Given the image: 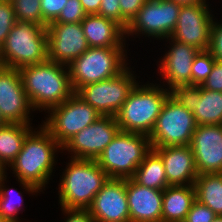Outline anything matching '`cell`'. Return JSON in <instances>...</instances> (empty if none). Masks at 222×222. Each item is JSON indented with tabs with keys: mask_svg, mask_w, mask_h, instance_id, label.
<instances>
[{
	"mask_svg": "<svg viewBox=\"0 0 222 222\" xmlns=\"http://www.w3.org/2000/svg\"><path fill=\"white\" fill-rule=\"evenodd\" d=\"M7 176L0 183V213L5 222H21L18 217L23 208V201L21 191L17 189L7 188L5 182Z\"/></svg>",
	"mask_w": 222,
	"mask_h": 222,
	"instance_id": "4316f807",
	"label": "cell"
},
{
	"mask_svg": "<svg viewBox=\"0 0 222 222\" xmlns=\"http://www.w3.org/2000/svg\"><path fill=\"white\" fill-rule=\"evenodd\" d=\"M132 179L137 184L161 191L169 186L163 161L153 149L140 163Z\"/></svg>",
	"mask_w": 222,
	"mask_h": 222,
	"instance_id": "d4e9b609",
	"label": "cell"
},
{
	"mask_svg": "<svg viewBox=\"0 0 222 222\" xmlns=\"http://www.w3.org/2000/svg\"><path fill=\"white\" fill-rule=\"evenodd\" d=\"M215 59L208 50L199 51L191 66V86H201L208 78Z\"/></svg>",
	"mask_w": 222,
	"mask_h": 222,
	"instance_id": "f1b7e54d",
	"label": "cell"
},
{
	"mask_svg": "<svg viewBox=\"0 0 222 222\" xmlns=\"http://www.w3.org/2000/svg\"><path fill=\"white\" fill-rule=\"evenodd\" d=\"M99 15L118 23L124 30L129 22L121 15L119 0H101Z\"/></svg>",
	"mask_w": 222,
	"mask_h": 222,
	"instance_id": "1f68e13d",
	"label": "cell"
},
{
	"mask_svg": "<svg viewBox=\"0 0 222 222\" xmlns=\"http://www.w3.org/2000/svg\"><path fill=\"white\" fill-rule=\"evenodd\" d=\"M69 159L59 181L60 207L88 209L95 195L110 178L96 160Z\"/></svg>",
	"mask_w": 222,
	"mask_h": 222,
	"instance_id": "3957f363",
	"label": "cell"
},
{
	"mask_svg": "<svg viewBox=\"0 0 222 222\" xmlns=\"http://www.w3.org/2000/svg\"><path fill=\"white\" fill-rule=\"evenodd\" d=\"M7 169L2 163H0V183L7 176Z\"/></svg>",
	"mask_w": 222,
	"mask_h": 222,
	"instance_id": "60d3db41",
	"label": "cell"
},
{
	"mask_svg": "<svg viewBox=\"0 0 222 222\" xmlns=\"http://www.w3.org/2000/svg\"><path fill=\"white\" fill-rule=\"evenodd\" d=\"M5 66L20 69L48 59L46 26L16 21L2 45Z\"/></svg>",
	"mask_w": 222,
	"mask_h": 222,
	"instance_id": "ba28073f",
	"label": "cell"
},
{
	"mask_svg": "<svg viewBox=\"0 0 222 222\" xmlns=\"http://www.w3.org/2000/svg\"><path fill=\"white\" fill-rule=\"evenodd\" d=\"M177 93L192 111L197 125H222V92L185 86Z\"/></svg>",
	"mask_w": 222,
	"mask_h": 222,
	"instance_id": "44dd1931",
	"label": "cell"
},
{
	"mask_svg": "<svg viewBox=\"0 0 222 222\" xmlns=\"http://www.w3.org/2000/svg\"><path fill=\"white\" fill-rule=\"evenodd\" d=\"M31 111L35 110L24 90L19 69H1L0 115L3 120L6 123L32 124Z\"/></svg>",
	"mask_w": 222,
	"mask_h": 222,
	"instance_id": "4fadbf2b",
	"label": "cell"
},
{
	"mask_svg": "<svg viewBox=\"0 0 222 222\" xmlns=\"http://www.w3.org/2000/svg\"><path fill=\"white\" fill-rule=\"evenodd\" d=\"M5 63H4V60L2 58V46L0 45V70L5 68Z\"/></svg>",
	"mask_w": 222,
	"mask_h": 222,
	"instance_id": "b9f144b4",
	"label": "cell"
},
{
	"mask_svg": "<svg viewBox=\"0 0 222 222\" xmlns=\"http://www.w3.org/2000/svg\"><path fill=\"white\" fill-rule=\"evenodd\" d=\"M17 21L31 22L43 26L41 0H10Z\"/></svg>",
	"mask_w": 222,
	"mask_h": 222,
	"instance_id": "83f0119b",
	"label": "cell"
},
{
	"mask_svg": "<svg viewBox=\"0 0 222 222\" xmlns=\"http://www.w3.org/2000/svg\"><path fill=\"white\" fill-rule=\"evenodd\" d=\"M86 14H98L101 0H80Z\"/></svg>",
	"mask_w": 222,
	"mask_h": 222,
	"instance_id": "f35d334b",
	"label": "cell"
},
{
	"mask_svg": "<svg viewBox=\"0 0 222 222\" xmlns=\"http://www.w3.org/2000/svg\"><path fill=\"white\" fill-rule=\"evenodd\" d=\"M24 90L36 111L47 112L69 99L75 92L69 68L47 59L19 69Z\"/></svg>",
	"mask_w": 222,
	"mask_h": 222,
	"instance_id": "7a4b0ae2",
	"label": "cell"
},
{
	"mask_svg": "<svg viewBox=\"0 0 222 222\" xmlns=\"http://www.w3.org/2000/svg\"><path fill=\"white\" fill-rule=\"evenodd\" d=\"M195 200L194 185L168 186L163 190L162 222H184Z\"/></svg>",
	"mask_w": 222,
	"mask_h": 222,
	"instance_id": "603a6c76",
	"label": "cell"
},
{
	"mask_svg": "<svg viewBox=\"0 0 222 222\" xmlns=\"http://www.w3.org/2000/svg\"><path fill=\"white\" fill-rule=\"evenodd\" d=\"M194 187L196 200L222 216V173L199 174Z\"/></svg>",
	"mask_w": 222,
	"mask_h": 222,
	"instance_id": "484cf974",
	"label": "cell"
},
{
	"mask_svg": "<svg viewBox=\"0 0 222 222\" xmlns=\"http://www.w3.org/2000/svg\"><path fill=\"white\" fill-rule=\"evenodd\" d=\"M162 159L169 186L194 185L198 172L190 145L153 147Z\"/></svg>",
	"mask_w": 222,
	"mask_h": 222,
	"instance_id": "d6986e66",
	"label": "cell"
},
{
	"mask_svg": "<svg viewBox=\"0 0 222 222\" xmlns=\"http://www.w3.org/2000/svg\"><path fill=\"white\" fill-rule=\"evenodd\" d=\"M48 59L68 66L88 48L81 23L51 22L46 27Z\"/></svg>",
	"mask_w": 222,
	"mask_h": 222,
	"instance_id": "9a60e30c",
	"label": "cell"
},
{
	"mask_svg": "<svg viewBox=\"0 0 222 222\" xmlns=\"http://www.w3.org/2000/svg\"><path fill=\"white\" fill-rule=\"evenodd\" d=\"M68 0H41L40 7L43 17V26L54 22Z\"/></svg>",
	"mask_w": 222,
	"mask_h": 222,
	"instance_id": "d6a6232c",
	"label": "cell"
},
{
	"mask_svg": "<svg viewBox=\"0 0 222 222\" xmlns=\"http://www.w3.org/2000/svg\"><path fill=\"white\" fill-rule=\"evenodd\" d=\"M212 222H222V216H217Z\"/></svg>",
	"mask_w": 222,
	"mask_h": 222,
	"instance_id": "7bdbcfd3",
	"label": "cell"
},
{
	"mask_svg": "<svg viewBox=\"0 0 222 222\" xmlns=\"http://www.w3.org/2000/svg\"><path fill=\"white\" fill-rule=\"evenodd\" d=\"M126 53V47H89L68 65L74 92L119 75L129 65Z\"/></svg>",
	"mask_w": 222,
	"mask_h": 222,
	"instance_id": "5b68a950",
	"label": "cell"
},
{
	"mask_svg": "<svg viewBox=\"0 0 222 222\" xmlns=\"http://www.w3.org/2000/svg\"><path fill=\"white\" fill-rule=\"evenodd\" d=\"M181 5L169 0H147L125 30V38L142 37L166 40L176 28Z\"/></svg>",
	"mask_w": 222,
	"mask_h": 222,
	"instance_id": "8fae6325",
	"label": "cell"
},
{
	"mask_svg": "<svg viewBox=\"0 0 222 222\" xmlns=\"http://www.w3.org/2000/svg\"><path fill=\"white\" fill-rule=\"evenodd\" d=\"M136 85L115 115L120 131L149 136L161 109L172 93L161 84Z\"/></svg>",
	"mask_w": 222,
	"mask_h": 222,
	"instance_id": "277c9868",
	"label": "cell"
},
{
	"mask_svg": "<svg viewBox=\"0 0 222 222\" xmlns=\"http://www.w3.org/2000/svg\"><path fill=\"white\" fill-rule=\"evenodd\" d=\"M166 41L171 46H168V52L165 51V55L159 59L158 73L167 85L162 86L171 92H178L185 86H191V66L199 50L170 37Z\"/></svg>",
	"mask_w": 222,
	"mask_h": 222,
	"instance_id": "2e32d148",
	"label": "cell"
},
{
	"mask_svg": "<svg viewBox=\"0 0 222 222\" xmlns=\"http://www.w3.org/2000/svg\"><path fill=\"white\" fill-rule=\"evenodd\" d=\"M216 217L209 207L195 200L184 222H212Z\"/></svg>",
	"mask_w": 222,
	"mask_h": 222,
	"instance_id": "836d02e7",
	"label": "cell"
},
{
	"mask_svg": "<svg viewBox=\"0 0 222 222\" xmlns=\"http://www.w3.org/2000/svg\"><path fill=\"white\" fill-rule=\"evenodd\" d=\"M196 122L192 111L177 92L166 99L148 136L151 147L190 145Z\"/></svg>",
	"mask_w": 222,
	"mask_h": 222,
	"instance_id": "52a82bcc",
	"label": "cell"
},
{
	"mask_svg": "<svg viewBox=\"0 0 222 222\" xmlns=\"http://www.w3.org/2000/svg\"><path fill=\"white\" fill-rule=\"evenodd\" d=\"M130 222H162L163 191L126 179Z\"/></svg>",
	"mask_w": 222,
	"mask_h": 222,
	"instance_id": "ffe728a7",
	"label": "cell"
},
{
	"mask_svg": "<svg viewBox=\"0 0 222 222\" xmlns=\"http://www.w3.org/2000/svg\"><path fill=\"white\" fill-rule=\"evenodd\" d=\"M147 0H119L121 15L130 23Z\"/></svg>",
	"mask_w": 222,
	"mask_h": 222,
	"instance_id": "8d00e7d4",
	"label": "cell"
},
{
	"mask_svg": "<svg viewBox=\"0 0 222 222\" xmlns=\"http://www.w3.org/2000/svg\"><path fill=\"white\" fill-rule=\"evenodd\" d=\"M209 7L207 2L181 6L176 28L170 38L189 44L199 51L208 50L214 19Z\"/></svg>",
	"mask_w": 222,
	"mask_h": 222,
	"instance_id": "5bb4252c",
	"label": "cell"
},
{
	"mask_svg": "<svg viewBox=\"0 0 222 222\" xmlns=\"http://www.w3.org/2000/svg\"><path fill=\"white\" fill-rule=\"evenodd\" d=\"M34 128L31 124L6 123L0 127V163L5 167L16 159L27 135Z\"/></svg>",
	"mask_w": 222,
	"mask_h": 222,
	"instance_id": "cb8c5ba5",
	"label": "cell"
},
{
	"mask_svg": "<svg viewBox=\"0 0 222 222\" xmlns=\"http://www.w3.org/2000/svg\"><path fill=\"white\" fill-rule=\"evenodd\" d=\"M203 89L222 92V62L215 61L208 78L201 84Z\"/></svg>",
	"mask_w": 222,
	"mask_h": 222,
	"instance_id": "d590c367",
	"label": "cell"
},
{
	"mask_svg": "<svg viewBox=\"0 0 222 222\" xmlns=\"http://www.w3.org/2000/svg\"><path fill=\"white\" fill-rule=\"evenodd\" d=\"M151 149L147 135L119 131L96 161L110 179H131Z\"/></svg>",
	"mask_w": 222,
	"mask_h": 222,
	"instance_id": "8992f818",
	"label": "cell"
},
{
	"mask_svg": "<svg viewBox=\"0 0 222 222\" xmlns=\"http://www.w3.org/2000/svg\"><path fill=\"white\" fill-rule=\"evenodd\" d=\"M60 209L66 215L64 222H95L88 209Z\"/></svg>",
	"mask_w": 222,
	"mask_h": 222,
	"instance_id": "74e56055",
	"label": "cell"
},
{
	"mask_svg": "<svg viewBox=\"0 0 222 222\" xmlns=\"http://www.w3.org/2000/svg\"><path fill=\"white\" fill-rule=\"evenodd\" d=\"M15 12L10 0L0 1V45L2 46L10 30L16 23Z\"/></svg>",
	"mask_w": 222,
	"mask_h": 222,
	"instance_id": "f546056e",
	"label": "cell"
},
{
	"mask_svg": "<svg viewBox=\"0 0 222 222\" xmlns=\"http://www.w3.org/2000/svg\"><path fill=\"white\" fill-rule=\"evenodd\" d=\"M208 51L212 54L215 61L222 62V21L216 22L213 19Z\"/></svg>",
	"mask_w": 222,
	"mask_h": 222,
	"instance_id": "e575fe53",
	"label": "cell"
},
{
	"mask_svg": "<svg viewBox=\"0 0 222 222\" xmlns=\"http://www.w3.org/2000/svg\"><path fill=\"white\" fill-rule=\"evenodd\" d=\"M87 14L84 12L80 0H68L54 22L81 23Z\"/></svg>",
	"mask_w": 222,
	"mask_h": 222,
	"instance_id": "4dcf8cb0",
	"label": "cell"
},
{
	"mask_svg": "<svg viewBox=\"0 0 222 222\" xmlns=\"http://www.w3.org/2000/svg\"><path fill=\"white\" fill-rule=\"evenodd\" d=\"M0 222H5L1 216V213H0Z\"/></svg>",
	"mask_w": 222,
	"mask_h": 222,
	"instance_id": "f6af8a7d",
	"label": "cell"
},
{
	"mask_svg": "<svg viewBox=\"0 0 222 222\" xmlns=\"http://www.w3.org/2000/svg\"><path fill=\"white\" fill-rule=\"evenodd\" d=\"M89 47H126L125 30L99 14H87L81 22Z\"/></svg>",
	"mask_w": 222,
	"mask_h": 222,
	"instance_id": "7402d4cb",
	"label": "cell"
},
{
	"mask_svg": "<svg viewBox=\"0 0 222 222\" xmlns=\"http://www.w3.org/2000/svg\"><path fill=\"white\" fill-rule=\"evenodd\" d=\"M46 113L42 125L61 146L102 116L76 93Z\"/></svg>",
	"mask_w": 222,
	"mask_h": 222,
	"instance_id": "9c48e42d",
	"label": "cell"
},
{
	"mask_svg": "<svg viewBox=\"0 0 222 222\" xmlns=\"http://www.w3.org/2000/svg\"><path fill=\"white\" fill-rule=\"evenodd\" d=\"M133 72V73H132ZM128 66L119 75L80 87L75 93L102 116H114L138 84L137 76Z\"/></svg>",
	"mask_w": 222,
	"mask_h": 222,
	"instance_id": "30bf717a",
	"label": "cell"
},
{
	"mask_svg": "<svg viewBox=\"0 0 222 222\" xmlns=\"http://www.w3.org/2000/svg\"><path fill=\"white\" fill-rule=\"evenodd\" d=\"M190 146L198 175L222 173V125H197Z\"/></svg>",
	"mask_w": 222,
	"mask_h": 222,
	"instance_id": "ac0fdd59",
	"label": "cell"
},
{
	"mask_svg": "<svg viewBox=\"0 0 222 222\" xmlns=\"http://www.w3.org/2000/svg\"><path fill=\"white\" fill-rule=\"evenodd\" d=\"M180 4L181 6L194 5L199 3H205L207 0H169Z\"/></svg>",
	"mask_w": 222,
	"mask_h": 222,
	"instance_id": "ab89813d",
	"label": "cell"
},
{
	"mask_svg": "<svg viewBox=\"0 0 222 222\" xmlns=\"http://www.w3.org/2000/svg\"><path fill=\"white\" fill-rule=\"evenodd\" d=\"M119 131L114 116H100L68 140L62 150H66L67 154L71 152V158L97 160Z\"/></svg>",
	"mask_w": 222,
	"mask_h": 222,
	"instance_id": "7c38bea8",
	"label": "cell"
},
{
	"mask_svg": "<svg viewBox=\"0 0 222 222\" xmlns=\"http://www.w3.org/2000/svg\"><path fill=\"white\" fill-rule=\"evenodd\" d=\"M88 211L95 222H130L126 179H109L95 195Z\"/></svg>",
	"mask_w": 222,
	"mask_h": 222,
	"instance_id": "e0dca14e",
	"label": "cell"
},
{
	"mask_svg": "<svg viewBox=\"0 0 222 222\" xmlns=\"http://www.w3.org/2000/svg\"><path fill=\"white\" fill-rule=\"evenodd\" d=\"M39 126L27 135L21 151L8 167L26 193L34 195L48 185L57 163L56 152L63 153L62 146L49 131L42 124Z\"/></svg>",
	"mask_w": 222,
	"mask_h": 222,
	"instance_id": "6da1fadb",
	"label": "cell"
},
{
	"mask_svg": "<svg viewBox=\"0 0 222 222\" xmlns=\"http://www.w3.org/2000/svg\"><path fill=\"white\" fill-rule=\"evenodd\" d=\"M5 124H6V122L3 120V118L0 115V127H2Z\"/></svg>",
	"mask_w": 222,
	"mask_h": 222,
	"instance_id": "ee69618b",
	"label": "cell"
}]
</instances>
